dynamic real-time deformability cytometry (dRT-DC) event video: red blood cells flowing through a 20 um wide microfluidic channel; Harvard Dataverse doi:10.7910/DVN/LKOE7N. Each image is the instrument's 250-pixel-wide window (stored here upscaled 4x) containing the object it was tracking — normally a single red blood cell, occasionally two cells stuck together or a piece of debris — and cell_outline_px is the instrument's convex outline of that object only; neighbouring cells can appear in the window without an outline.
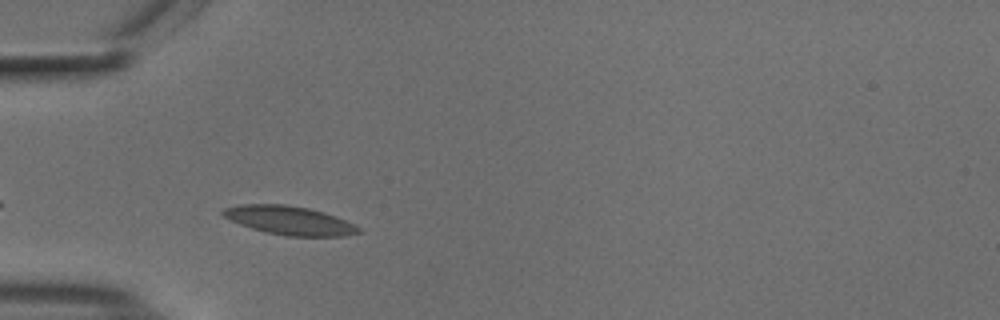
{"species": "common noctule bat (a hibernating species)", "species_latin": "Nyctalus noctula", "temperature_condition": "cold", "stored_images_in_passage": 32, "camera_frame_rate_fps": 3000, "um_per_image_px": 0.085, "animal": {"sex": "male", "body_mass_g": 18.8}, "frame": {"image": 1, "passage_image": 4, "time_ms": 1.0, "image_size_px": [1000, 320], "cell_outline_px": [[364, 232], [344, 236], [288, 236], [264, 232], [240, 224], [224, 216], [220, 212], [224, 208], [240, 204], [284, 204], [308, 208], [324, 212], [336, 216], [360, 228]], "centroid_in_image_um": [24.61, 18.73], "position_along_channel_um": 60.4, "area_um2": 22.6}}
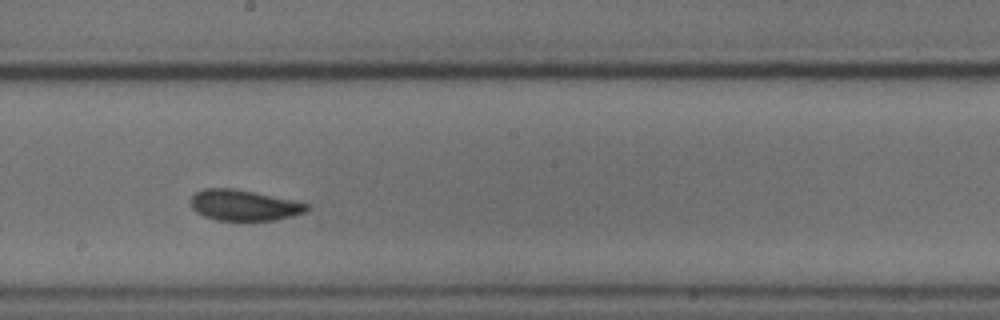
{"frame": {"image": 2, "passage_image": 18, "time_ms": 5.667, "image_size_px": [1000, 320], "cell_outline_px": [[308, 208], [304, 212], [292, 216], [276, 220], [216, 220], [204, 216], [196, 212], [192, 208], [192, 196], [196, 192], [204, 188], [232, 188], [292, 200], [308, 204]], "centroid_in_image_um": [20.7, 17.45], "position_along_channel_um": 227.5, "area_um2": 20.46}}
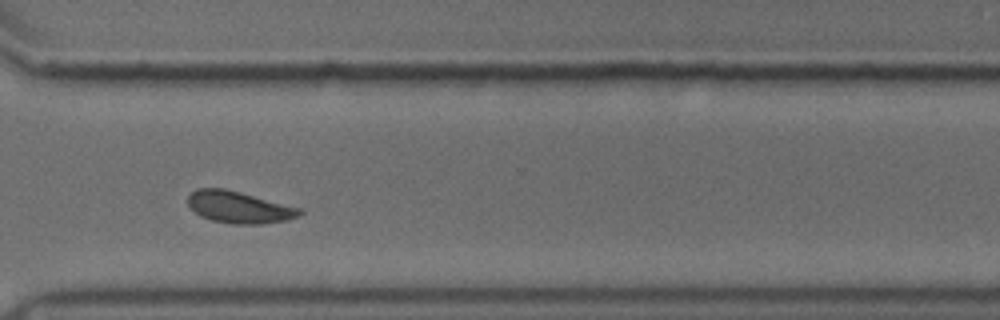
{"frame": {"image": 3, "passage_image": 28, "time_ms": 9.0, "image_size_px": [1000, 320], "cell_outline_px": [[304, 212], [300, 216], [288, 220], [260, 224], [232, 224], [212, 220], [200, 216], [188, 204], [188, 196], [196, 188], [224, 188], [240, 192], [300, 208]], "centroid_in_image_um": [20.33, 17.62], "position_along_channel_um": 350.3, "area_um2": 20.63}, "authors_computed_cell_mechanics": {"area_um2": 20.6924, "velocity_mm_per_s": 3.6847, "shape_relaxation_time_tau1_ms": 2.4866, "shape_relaxation_time_tau2_ms": 1.6068, "deformation_change_tau1": 0.0849, "deformation_change_tau2": 0.061}}